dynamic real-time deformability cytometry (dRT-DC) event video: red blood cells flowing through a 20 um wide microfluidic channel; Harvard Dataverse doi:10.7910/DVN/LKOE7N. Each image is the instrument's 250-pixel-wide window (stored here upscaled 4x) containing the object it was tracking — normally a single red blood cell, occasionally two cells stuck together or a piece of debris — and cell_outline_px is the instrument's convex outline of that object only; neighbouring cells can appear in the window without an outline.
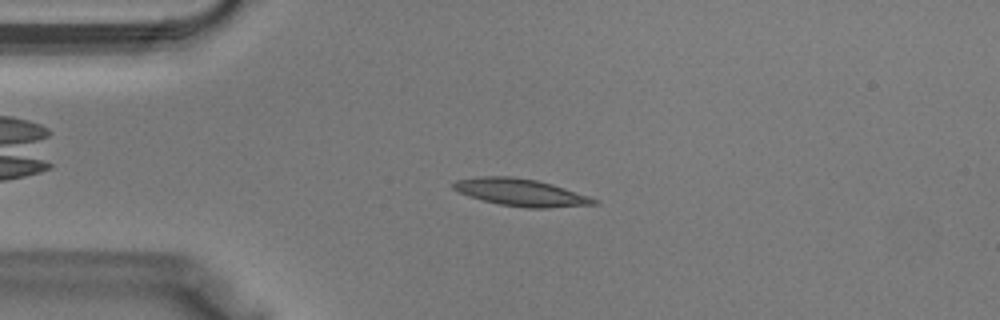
{"species": "Egyptian fruit bat (a non-hibernating species)", "species_latin": "Rousettus aegyptiacus", "temperature_condition": "warm", "stored_images_in_passage": 23, "camera_frame_rate_fps": 3000, "um_per_image_px": 0.085, "animal": {"sex": "male"}, "frame": {"image": 1, "passage_image": 1, "time_ms": 0.0, "image_size_px": [1000, 320], "cell_outline_px": [[600, 200], [596, 204], [548, 208], [528, 208], [500, 204], [468, 196], [452, 188], [452, 184], [456, 180], [480, 176], [512, 176], [536, 180], [552, 184]], "centroid_in_image_um": [44.26, 16.35], "position_along_channel_um": 40.7, "area_um2": 22.14}}
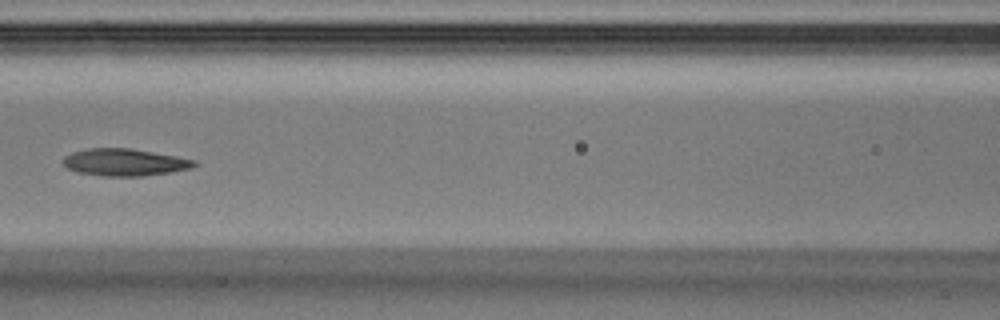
{"frame": {"image": 2, "passage_image": 9, "time_ms": 2.667, "image_size_px": [1000, 320], "cell_outline_px": [[196, 164], [192, 168], [168, 172], [140, 176], [104, 176], [76, 172], [68, 168], [64, 164], [64, 156], [72, 152], [88, 148], [128, 148], [176, 156], [196, 160]], "centroid_in_image_um": [10.57, 13.79], "position_along_channel_um": 156.0, "area_um2": 20.52}}
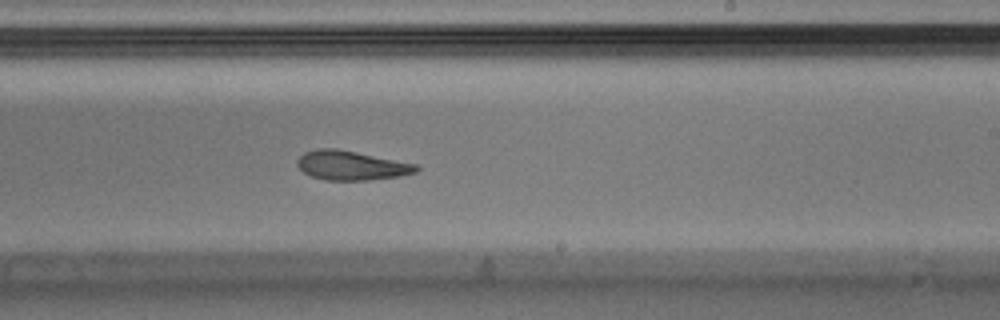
{"frame": {"image": 3, "passage_image": 15, "time_ms": 4.667, "image_size_px": [1000, 320], "cell_outline_px": [[420, 168], [416, 172], [400, 176], [368, 180], [328, 180], [312, 176], [304, 172], [296, 164], [296, 160], [304, 152], [316, 148], [336, 148], [416, 164]], "centroid_in_image_um": [29.84, 14.06], "position_along_channel_um": 259.2, "area_um2": 20.17}}